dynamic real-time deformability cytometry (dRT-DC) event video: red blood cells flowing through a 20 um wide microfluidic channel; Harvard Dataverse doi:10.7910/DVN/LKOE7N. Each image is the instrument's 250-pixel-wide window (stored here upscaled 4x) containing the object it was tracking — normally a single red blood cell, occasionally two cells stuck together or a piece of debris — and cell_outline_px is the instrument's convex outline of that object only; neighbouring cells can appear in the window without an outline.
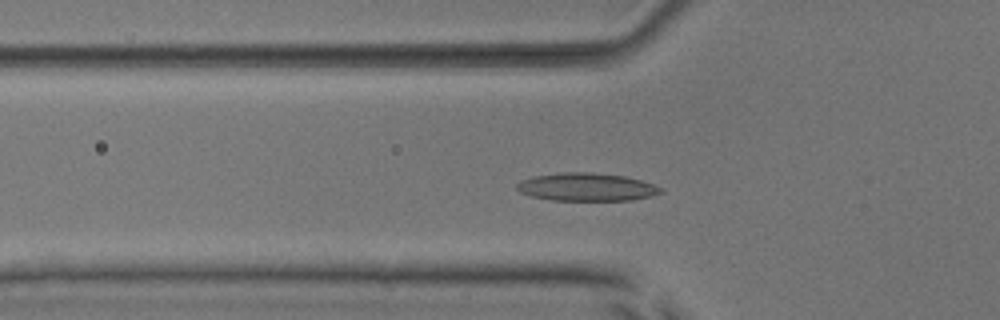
{"species": "common noctule bat (a hibernating species)", "species_latin": "Nyctalus noctula", "temperature_condition": "room temperature", "stored_images_in_passage": 39, "camera_frame_rate_fps": 3000, "um_per_image_px": 0.085, "animal": {"sex": "male", "body_mass_g": 17.9, "forearm_length_mm": 54.2}, "frame": {"image": 1, "passage_image": 5, "time_ms": 1.333, "image_size_px": [1000, 320], "cell_outline_px": [[664, 192], [652, 196], [632, 200], [552, 200], [532, 196], [520, 192], [516, 188], [516, 184], [520, 180], [536, 176], [564, 172], [592, 172], [624, 176], [640, 180], [652, 184], [660, 188]], "centroid_in_image_um": [49.86, 15.9], "position_along_channel_um": 75.9, "area_um2": 23.29}}
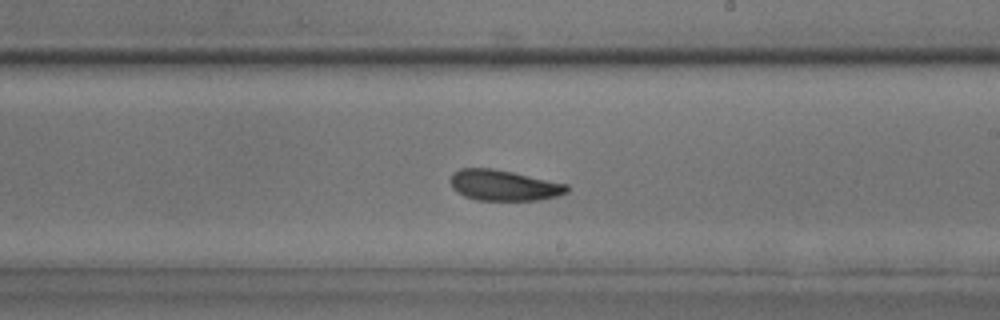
{"frame": {"image": 2, "passage_image": 18, "time_ms": 5.667, "image_size_px": [1000, 320], "cell_outline_px": [[568, 192], [556, 196], [540, 200], [476, 200], [464, 196], [456, 192], [452, 188], [448, 180], [452, 172], [460, 168], [492, 168], [512, 172], [568, 184]], "centroid_in_image_um": [42.76, 15.75], "position_along_channel_um": 246.2, "area_um2": 21.04}}
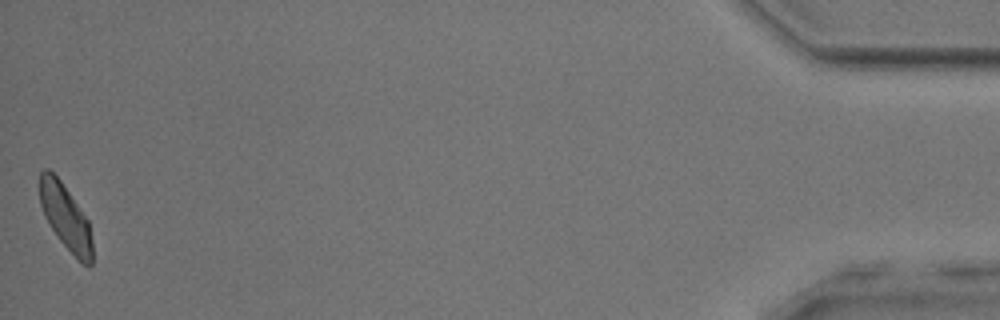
{"frame": {"image": 3, "passage_image": 39, "time_ms": 12.667, "image_size_px": [1000, 320], "cell_outline_px": [[92, 264], [88, 268], [60, 240], [48, 224], [44, 216], [40, 204], [40, 172], [44, 168], [48, 168], [60, 180], [88, 220], [92, 240]], "centroid_in_image_um": [5.56, 18.44], "position_along_channel_um": 429.6, "area_um2": 19.65}, "authors_computed_cell_mechanics": {"area_um2": 21.0392, "velocity_mm_per_s": 3.9378, "shape_relaxation_time_tau1_ms": 2.7064, "shape_relaxation_time_tau2_ms": 4.7771, "deformation_change_tau1": 0.0931, "deformation_change_tau2": 0.0968}}